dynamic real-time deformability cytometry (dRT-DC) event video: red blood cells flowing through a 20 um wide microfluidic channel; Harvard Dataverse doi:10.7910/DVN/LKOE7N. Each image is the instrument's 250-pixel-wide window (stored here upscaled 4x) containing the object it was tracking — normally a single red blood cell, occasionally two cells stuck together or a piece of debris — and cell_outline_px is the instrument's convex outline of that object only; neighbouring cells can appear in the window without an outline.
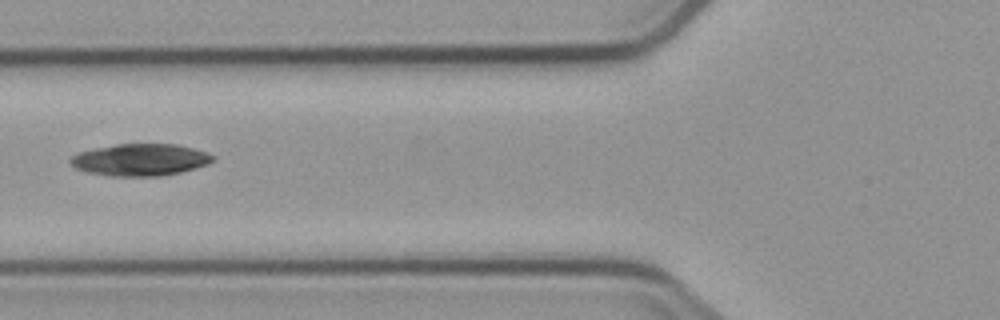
{"species": "common noctule bat (a hibernating species)", "species_latin": "Nyctalus noctula", "temperature_condition": "cold", "stored_images_in_passage": 6, "camera_frame_rate_fps": 3000, "um_per_image_px": 0.085, "animal": {"sex": "male", "body_mass_g": 23.1, "forearm_length_mm": 52.7}, "frame": {"image": 1, "passage_image": 5, "time_ms": 5.333, "image_size_px": [1000, 320], "cell_outline_px": [[216, 156], [208, 164], [196, 168], [180, 172], [160, 176], [108, 176], [84, 172], [76, 168], [68, 160], [72, 156], [80, 152], [96, 148], [116, 144], [176, 144], [192, 148]], "centroid_in_image_um": [11.9, 13.59], "position_along_channel_um": 113.9, "area_um2": 26.47}}
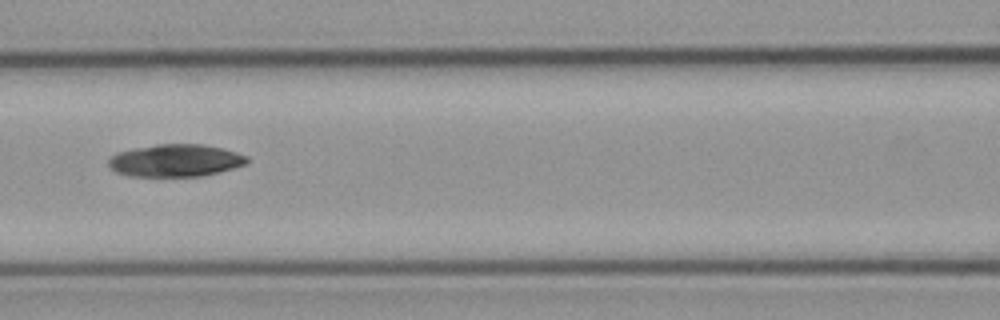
{"frame": {"image": 2, "passage_image": 6, "time_ms": 6.333, "image_size_px": [1000, 320], "cell_outline_px": [[248, 160], [244, 164], [232, 168], [200, 176], [128, 176], [116, 172], [108, 168], [108, 160], [116, 152], [156, 144], [204, 144], [236, 152], [248, 156]], "centroid_in_image_um": [14.85, 13.64], "position_along_channel_um": 151.7, "area_um2": 26.01}}